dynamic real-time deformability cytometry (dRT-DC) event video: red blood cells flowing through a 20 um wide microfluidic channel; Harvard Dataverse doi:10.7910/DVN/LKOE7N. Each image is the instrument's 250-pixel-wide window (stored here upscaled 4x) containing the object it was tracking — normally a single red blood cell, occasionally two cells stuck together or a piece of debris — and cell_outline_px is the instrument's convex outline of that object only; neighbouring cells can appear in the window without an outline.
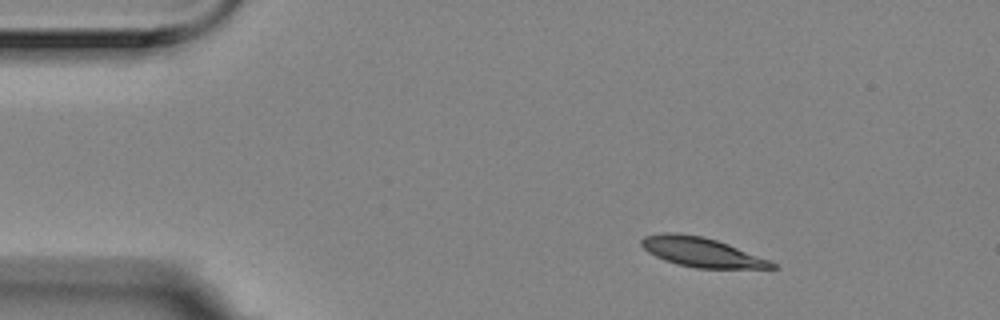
{"species": "Egyptian fruit bat (a non-hibernating species)", "species_latin": "Rousettus aegyptiacus", "temperature_condition": "room temperature", "stored_images_in_passage": 2, "camera_frame_rate_fps": 3000, "um_per_image_px": 0.085, "animal": {"sex": "female"}, "frame": {"image": 1, "passage_image": 1, "time_ms": 0.0, "image_size_px": [1000, 320], "cell_outline_px": [[780, 268], [696, 268], [676, 264], [664, 260], [648, 252], [640, 244], [640, 240], [644, 236], [660, 232], [672, 232], [704, 236], [728, 244], [768, 260], [776, 264]], "centroid_in_image_um": [59.57, 21.42], "position_along_channel_um": 25.4, "area_um2": 22.31}}